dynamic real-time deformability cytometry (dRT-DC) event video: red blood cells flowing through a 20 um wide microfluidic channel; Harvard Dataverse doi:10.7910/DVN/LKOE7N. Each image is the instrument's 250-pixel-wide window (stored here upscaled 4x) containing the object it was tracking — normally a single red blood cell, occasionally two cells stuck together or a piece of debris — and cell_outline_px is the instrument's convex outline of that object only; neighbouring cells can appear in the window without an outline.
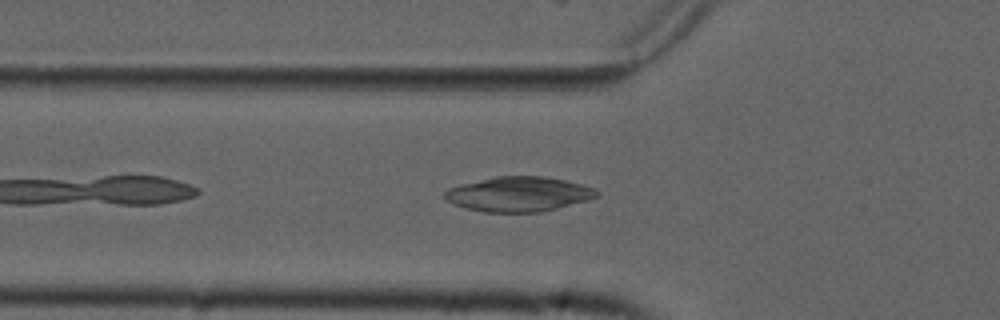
{"species": "common noctule bat (a hibernating species)", "species_latin": "Nyctalus noctula", "temperature_condition": "cold", "stored_images_in_passage": 37, "camera_frame_rate_fps": 3000, "um_per_image_px": 0.085, "animal": {"sex": "male", "forearm_length_mm": 52.5}, "frame": {"image": 1, "passage_image": 5, "time_ms": 1.333, "image_size_px": [1000, 320], "cell_outline_px": [[600, 196], [588, 200], [540, 212], [484, 212], [464, 208], [452, 204], [444, 196], [444, 192], [448, 188], [496, 176], [544, 176], [564, 180], [596, 188], [600, 192]], "centroid_in_image_um": [44.11, 16.5], "position_along_channel_um": 81.7, "area_um2": 30.75}}
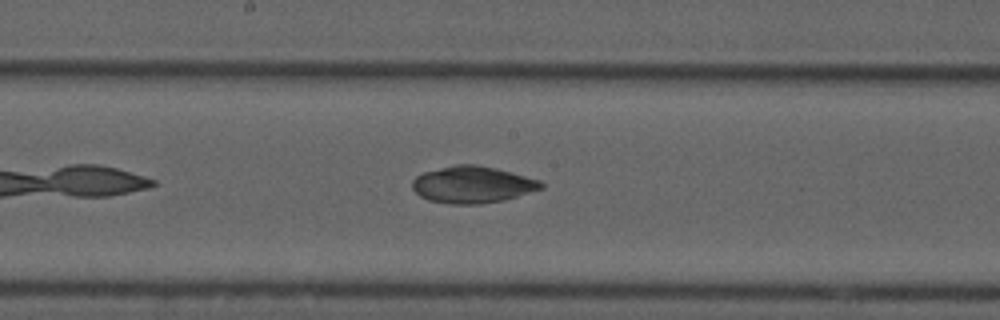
{"frame": {"image": 2, "passage_image": 15, "time_ms": 4.667, "image_size_px": [1000, 320], "cell_outline_px": [[544, 188], [504, 200], [480, 204], [452, 204], [428, 200], [420, 196], [412, 188], [412, 180], [416, 176], [424, 172], [456, 164], [476, 164], [496, 168], [540, 180], [544, 184]], "centroid_in_image_um": [40.16, 15.69], "position_along_channel_um": 208.0, "area_um2": 27.63}}
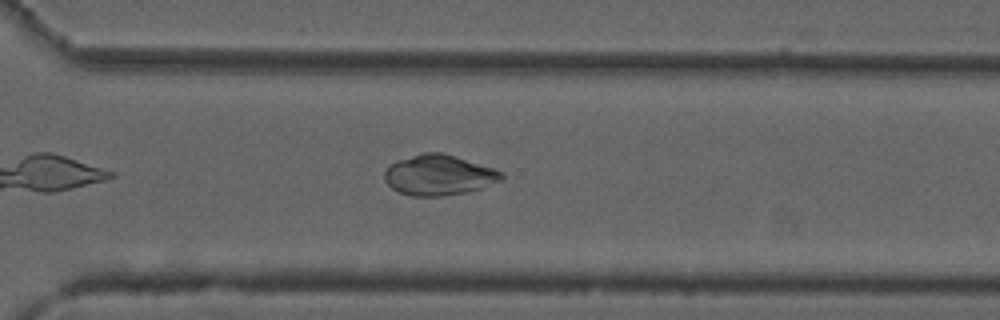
{"frame": {"image": 3, "passage_image": 25, "time_ms": 8.0, "image_size_px": [1000, 320], "cell_outline_px": [[504, 176], [500, 180], [480, 188], [468, 192], [444, 196], [412, 196], [396, 192], [384, 180], [384, 172], [388, 164], [396, 160], [424, 152], [440, 152], [492, 168], [504, 172]], "centroid_in_image_um": [37.23, 14.89], "position_along_channel_um": 333.4, "area_um2": 27.51}, "authors_computed_cell_mechanics": {"area_um2": 28.3798, "velocity_mm_per_s": 3.7718, "shape_relaxation_time_tau1_ms": null, "shape_relaxation_time_tau2_ms": 2.0454, "deformation_change_tau1": null, "deformation_change_tau2": 0.0387}}